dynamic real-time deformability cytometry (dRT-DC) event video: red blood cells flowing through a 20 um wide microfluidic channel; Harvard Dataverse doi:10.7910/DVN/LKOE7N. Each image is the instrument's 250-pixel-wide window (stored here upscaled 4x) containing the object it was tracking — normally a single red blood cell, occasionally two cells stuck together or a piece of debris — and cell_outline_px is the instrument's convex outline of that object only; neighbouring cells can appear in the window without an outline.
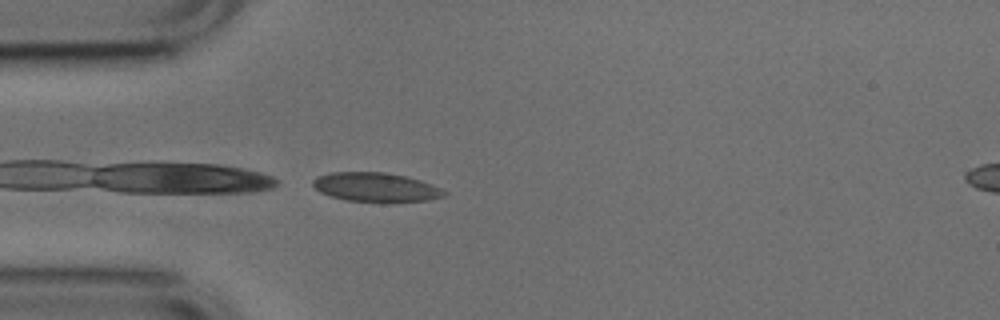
{"species": "common noctule bat (a hibernating species)", "species_latin": "Nyctalus noctula", "temperature_condition": "cold", "stored_images_in_passage": 14, "camera_frame_rate_fps": 3000, "um_per_image_px": 0.085, "animal": {"sex": "male", "body_mass_g": 17.9, "forearm_length_mm": 54.2}, "frame": {"image": 1, "passage_image": 1, "time_ms": 0.0, "image_size_px": [1000, 320], "cell_outline_px": [[448, 192], [444, 196], [428, 200], [384, 204], [380, 204], [344, 200], [320, 192], [312, 184], [312, 180], [316, 176], [332, 172], [384, 172], [404, 176], [420, 180], [432, 184]], "centroid_in_image_um": [31.95, 15.94], "position_along_channel_um": 53.0, "area_um2": 22.89}}